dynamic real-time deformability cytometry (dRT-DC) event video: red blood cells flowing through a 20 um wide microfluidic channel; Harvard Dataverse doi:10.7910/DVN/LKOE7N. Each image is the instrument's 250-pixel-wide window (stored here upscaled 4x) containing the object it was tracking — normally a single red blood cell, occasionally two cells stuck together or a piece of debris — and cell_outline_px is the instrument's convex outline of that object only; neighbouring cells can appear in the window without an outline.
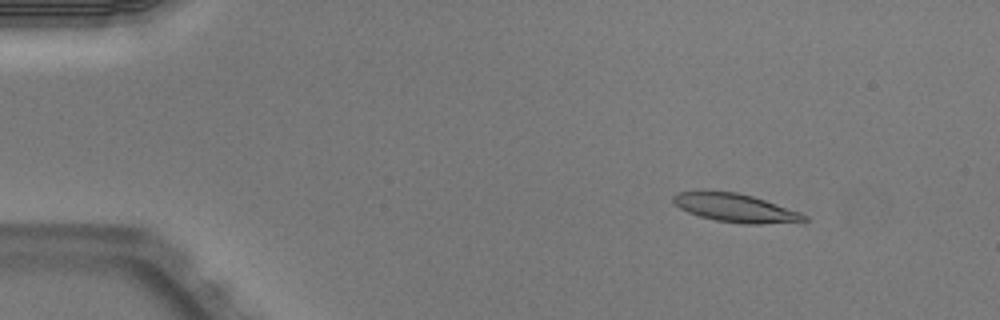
{"species": "Egyptian fruit bat (a non-hibernating species)", "species_latin": "Rousettus aegyptiacus", "temperature_condition": "warm", "stored_images_in_passage": 51, "camera_frame_rate_fps": 3000, "um_per_image_px": 0.085, "animal": {"sex": "male"}, "frame": {"image": 1, "passage_image": 7, "time_ms": 2.0, "image_size_px": [1000, 320], "cell_outline_px": [[808, 220], [804, 224], [748, 224], [716, 220], [700, 216], [688, 212], [680, 208], [672, 200], [672, 196], [676, 192], [736, 192], [752, 196], [800, 212], [808, 216]], "centroid_in_image_um": [62.64, 17.71], "position_along_channel_um": 22.4, "area_um2": 21.68}}
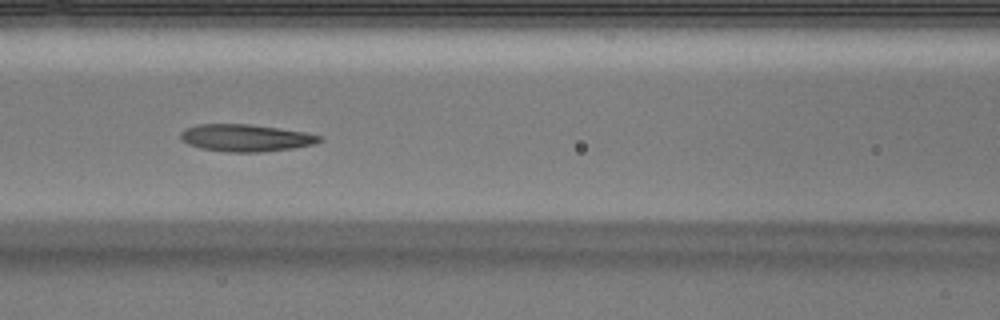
{"frame": {"image": 2, "passage_image": 23, "time_ms": 7.333, "image_size_px": [1000, 320], "cell_outline_px": [[324, 140], [316, 144], [292, 148], [260, 152], [228, 152], [200, 148], [188, 144], [180, 140], [180, 132], [184, 128], [196, 124], [248, 124], [280, 128], [308, 132], [324, 136]], "centroid_in_image_um": [20.91, 11.71], "position_along_channel_um": 145.7, "area_um2": 22.37}}
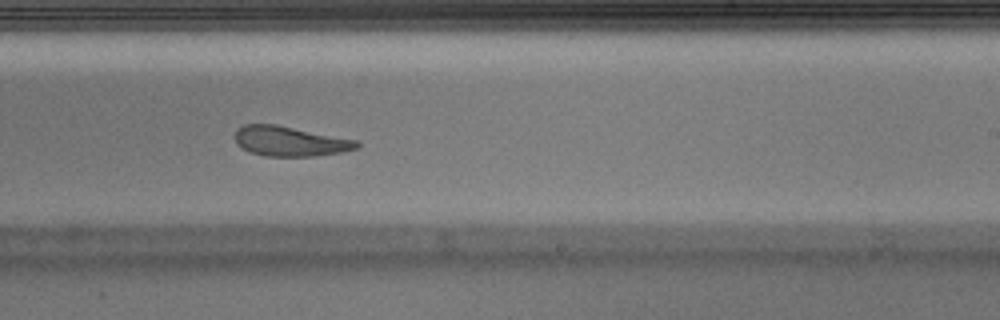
{"frame": {"image": 3, "passage_image": 32, "time_ms": 10.333, "image_size_px": [1000, 320], "cell_outline_px": [[360, 148], [344, 152], [312, 156], [264, 156], [252, 152], [236, 144], [236, 128], [244, 124], [276, 124], [360, 140]], "centroid_in_image_um": [24.72, 12.0], "position_along_channel_um": 264.3, "area_um2": 21.44}, "authors_computed_cell_mechanics": {"area_um2": 22.3108, "velocity_mm_per_s": 3.969, "shape_relaxation_time_tau1_ms": null, "shape_relaxation_time_tau2_ms": 3.9219, "deformation_change_tau1": null, "deformation_change_tau2": 0.1403}}